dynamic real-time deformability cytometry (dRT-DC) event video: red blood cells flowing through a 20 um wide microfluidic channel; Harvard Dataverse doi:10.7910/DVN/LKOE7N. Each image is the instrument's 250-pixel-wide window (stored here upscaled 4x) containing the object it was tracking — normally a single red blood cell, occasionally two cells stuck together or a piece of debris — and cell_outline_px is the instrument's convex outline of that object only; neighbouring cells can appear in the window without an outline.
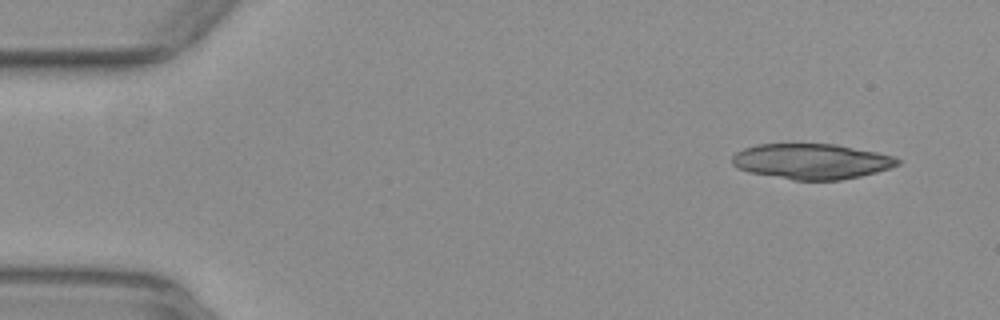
{"species": "common noctule bat (a hibernating species)", "species_latin": "Nyctalus noctula", "temperature_condition": "warm", "stored_images_in_passage": 53, "camera_frame_rate_fps": 3000, "um_per_image_px": 0.085, "animal": {"sex": "female", "body_mass_g": 29.2, "forearm_length_mm": 56.3}, "frame": {"image": 1, "passage_image": 4, "time_ms": 1.0, "image_size_px": [1000, 320], "cell_outline_px": [[900, 164], [876, 172], [860, 176], [840, 180], [792, 180], [748, 172], [736, 168], [732, 164], [732, 156], [736, 152], [744, 148], [756, 144], [836, 144], [896, 156], [900, 160]], "centroid_in_image_um": [68.96, 13.72], "position_along_channel_um": 16.0, "area_um2": 34.28}}
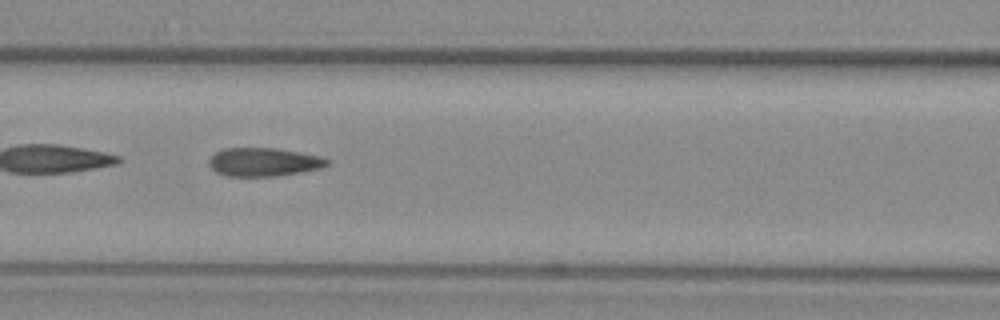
{"frame": {"image": 2, "passage_image": 23, "time_ms": 7.333, "image_size_px": [1000, 320], "cell_outline_px": [[332, 160], [328, 164], [320, 168], [300, 172], [276, 176], [224, 176], [216, 172], [208, 164], [208, 160], [216, 152], [224, 148], [276, 148], [300, 152], [320, 156]], "centroid_in_image_um": [22.41, 13.77], "position_along_channel_um": 144.2, "area_um2": 19.65}}
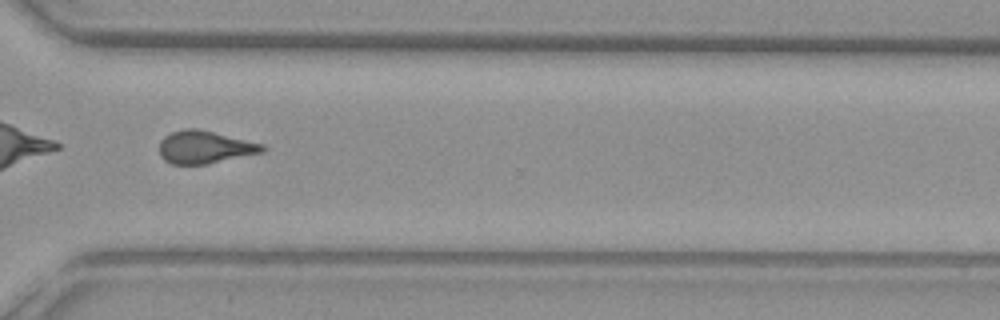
{"frame": {"image": 3, "passage_image": 39, "time_ms": 12.667, "image_size_px": [1000, 320], "cell_outline_px": [[268, 148], [264, 152], [208, 164], [172, 164], [164, 160], [160, 156], [160, 140], [164, 136], [172, 132], [184, 128], [196, 128], [264, 144]], "centroid_in_image_um": [17.42, 12.51], "position_along_channel_um": 353.2, "area_um2": 19.71}, "authors_computed_cell_mechanics": {"area_um2": 20.1722, "velocity_mm_per_s": 3.9302, "shape_relaxation_time_tau1_ms": null, "shape_relaxation_time_tau2_ms": 2.1336, "deformation_change_tau1": null, "deformation_change_tau2": 0.1037}}